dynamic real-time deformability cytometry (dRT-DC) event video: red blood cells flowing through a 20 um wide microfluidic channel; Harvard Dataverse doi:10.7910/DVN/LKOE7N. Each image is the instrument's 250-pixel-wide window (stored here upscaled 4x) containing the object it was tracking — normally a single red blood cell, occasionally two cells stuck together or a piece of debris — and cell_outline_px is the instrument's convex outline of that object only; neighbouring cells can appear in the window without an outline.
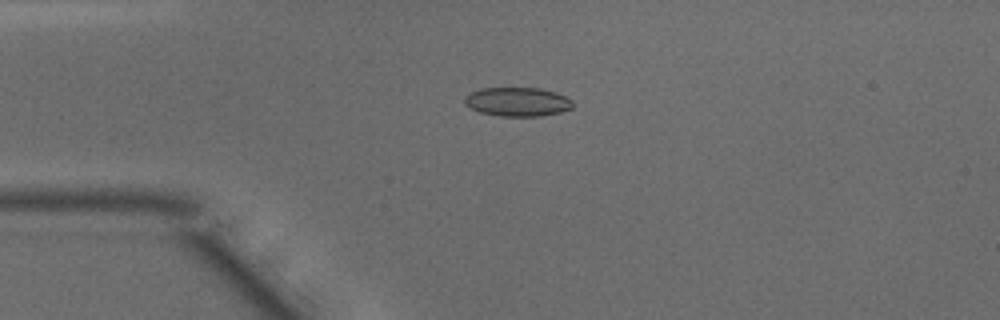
{"species": "common noctule bat (a hibernating species)", "species_latin": "Nyctalus noctula", "temperature_condition": "warm", "stored_images_in_passage": 48, "camera_frame_rate_fps": 3000, "um_per_image_px": 0.085, "animal": {"sex": "male", "body_mass_g": 15.6}, "frame": {"image": 1, "passage_image": 11, "time_ms": 3.333, "image_size_px": [1000, 320], "cell_outline_px": [[572, 108], [560, 112], [540, 116], [500, 116], [480, 112], [464, 104], [464, 96], [480, 88], [540, 88], [556, 92], [572, 100]], "centroid_in_image_um": [43.98, 8.65], "position_along_channel_um": 41.0, "area_um2": 18.21}}
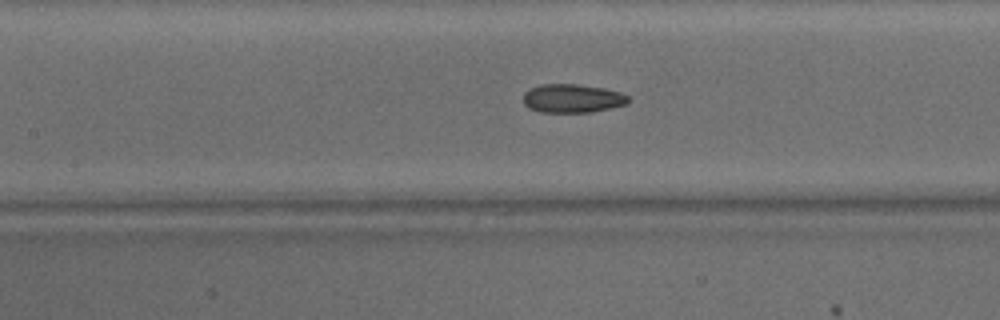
{"frame": {"image": 2, "passage_image": 21, "time_ms": 6.667, "image_size_px": [1000, 320], "cell_outline_px": [[632, 100], [628, 104], [592, 112], [540, 112], [528, 108], [524, 104], [524, 92], [528, 88], [540, 84], [576, 84], [604, 88], [620, 92], [628, 96]], "centroid_in_image_um": [48.65, 8.36], "position_along_channel_um": 158.7, "area_um2": 17.74}}
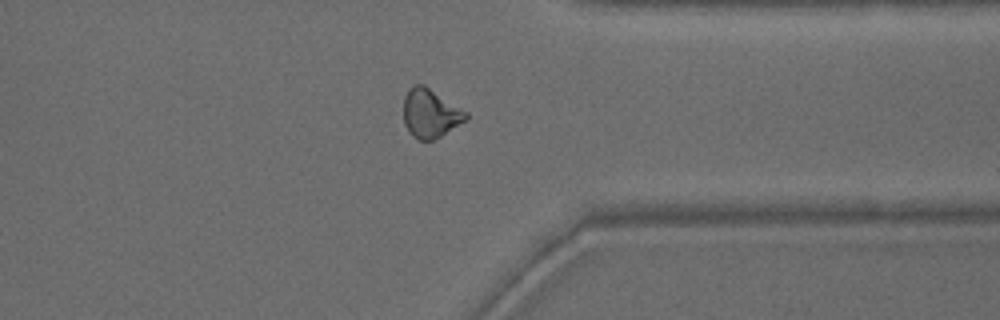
{"frame": {"image": 3, "passage_image": 37, "time_ms": 12.0, "image_size_px": [1000, 320], "cell_outline_px": [[468, 116], [464, 120], [440, 136], [432, 140], [420, 140], [412, 136], [408, 132], [404, 124], [404, 96], [408, 88], [416, 84], [424, 84], [468, 112]], "centroid_in_image_um": [36.54, 9.61], "position_along_channel_um": 374.9, "area_um2": 17.63}, "authors_computed_cell_mechanics": {"area_um2": 17.8602, "velocity_mm_per_s": 4.1522, "shape_relaxation_time_tau1_ms": 4.9063, "shape_relaxation_time_tau2_ms": 2.4644, "deformation_change_tau1": 0.1377, "deformation_change_tau2": 0.0847}}